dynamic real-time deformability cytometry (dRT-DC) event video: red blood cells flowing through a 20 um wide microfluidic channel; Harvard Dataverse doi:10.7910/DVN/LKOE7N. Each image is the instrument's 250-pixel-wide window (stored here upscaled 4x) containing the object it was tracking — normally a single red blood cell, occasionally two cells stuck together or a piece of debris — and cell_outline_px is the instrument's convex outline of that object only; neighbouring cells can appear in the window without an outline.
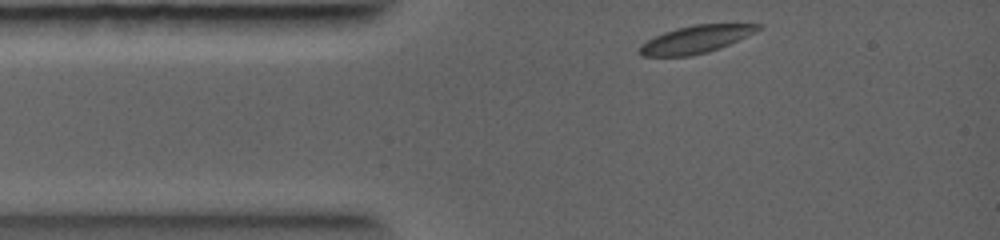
{"species": "common noctule bat (a hibernating species)", "species_latin": "Nyctalus noctula", "temperature_condition": "warm", "stored_images_in_passage": 16, "camera_frame_rate_fps": 5000, "um_per_image_px": 0.085, "animal": {"sex": "female", "body_mass_g": 19.0, "forearm_length_mm": 56.7}, "frame": {"image": 1, "passage_image": 1, "time_ms": 0.0, "image_size_px": [1000, 240], "cell_outline_px": [[764, 28], [756, 32], [720, 48], [708, 52], [692, 56], [640, 56], [636, 52], [640, 44], [664, 32], [676, 28], [692, 24], [764, 24]], "centroid_in_image_um": [59.14, 3.35], "position_along_channel_um": 25.9, "area_um2": 19.25}}
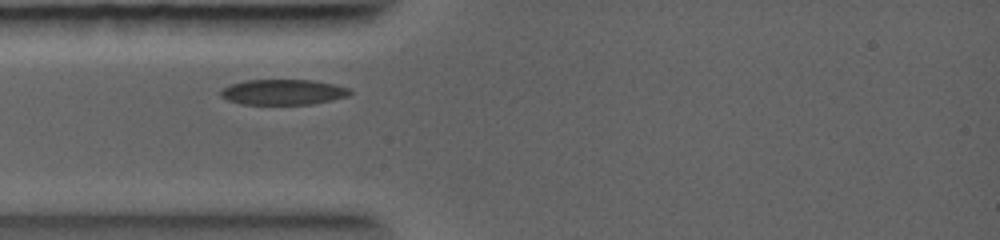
{"frame": {"image": 2, "passage_image": 10, "time_ms": 1.0, "image_size_px": [1000, 240], "cell_outline_px": [[352, 92], [348, 96], [332, 100], [312, 104], [240, 104], [228, 100], [220, 96], [220, 88], [228, 84], [244, 80], [312, 80], [352, 88]], "centroid_in_image_um": [24.03, 7.82], "position_along_channel_um": 61.0, "area_um2": 19.36}}